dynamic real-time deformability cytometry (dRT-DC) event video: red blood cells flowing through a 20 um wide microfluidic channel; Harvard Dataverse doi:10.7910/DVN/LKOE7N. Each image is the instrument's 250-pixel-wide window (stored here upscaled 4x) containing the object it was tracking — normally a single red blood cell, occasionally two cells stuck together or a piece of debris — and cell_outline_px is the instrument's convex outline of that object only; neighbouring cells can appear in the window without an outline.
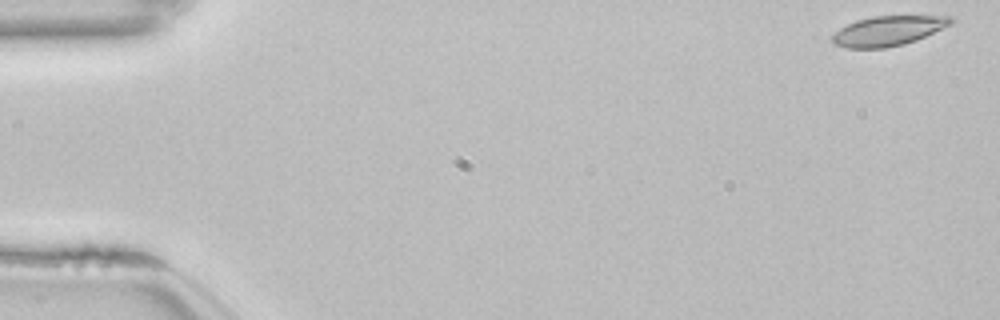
{"species": "common noctule bat (a hibernating species)", "species_latin": "Nyctalus noctula", "temperature_condition": "room temperature", "stored_images_in_passage": 53, "camera_frame_rate_fps": 3000, "um_per_image_px": 0.085, "animal": {"sex": "female", "body_mass_g": 22.7, "forearm_length_mm": 54.2}, "frame": {"image": 1, "passage_image": 1, "time_ms": 0.0, "image_size_px": [1000, 320], "cell_outline_px": [[956, 20], [952, 24], [916, 40], [904, 44], [884, 48], [848, 48], [832, 44], [832, 36], [840, 28], [856, 20], [872, 16], [952, 16]], "centroid_in_image_um": [75.5, 2.62], "position_along_channel_um": 9.5, "area_um2": 20.58}}
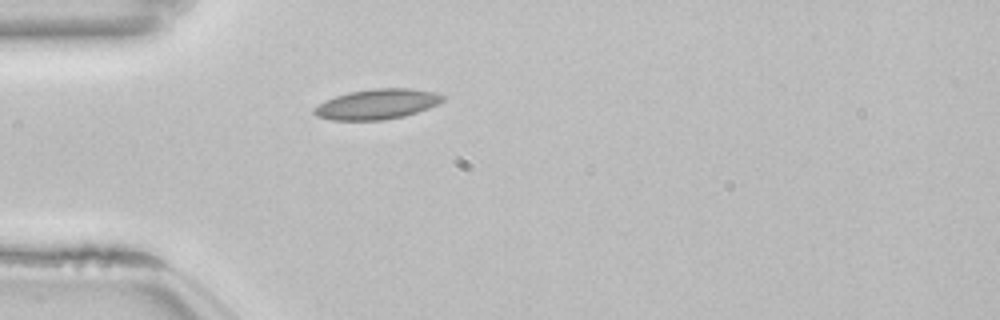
{"frame": {"image": 2, "passage_image": 15, "time_ms": 4.667, "image_size_px": [1000, 320], "cell_outline_px": [[444, 100], [440, 104], [404, 116], [384, 120], [332, 120], [316, 116], [312, 112], [312, 108], [336, 96], [348, 92], [376, 88], [408, 88], [432, 92], [444, 96]], "centroid_in_image_um": [32.04, 8.86], "position_along_channel_um": 53.0, "area_um2": 22.48}}
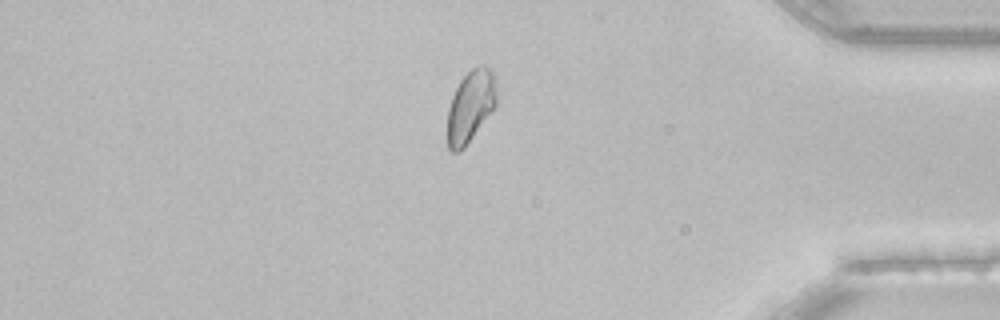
{"frame": {"image": 3, "passage_image": 45, "time_ms": 14.667, "image_size_px": [1000, 320], "cell_outline_px": [[496, 104], [464, 148], [460, 152], [452, 152], [448, 148], [448, 108], [452, 96], [460, 80], [472, 68], [480, 64], [484, 64], [492, 68], [496, 92]], "centroid_in_image_um": [39.98, 9.0], "position_along_channel_um": 395.2, "area_um2": 20.35}, "authors_computed_cell_mechanics": {"area_um2": 20.6346, "velocity_mm_per_s": 3.8279, "shape_relaxation_time_tau1_ms": null, "shape_relaxation_time_tau2_ms": 5.978, "deformation_change_tau1": null, "deformation_change_tau2": 0.0992}}